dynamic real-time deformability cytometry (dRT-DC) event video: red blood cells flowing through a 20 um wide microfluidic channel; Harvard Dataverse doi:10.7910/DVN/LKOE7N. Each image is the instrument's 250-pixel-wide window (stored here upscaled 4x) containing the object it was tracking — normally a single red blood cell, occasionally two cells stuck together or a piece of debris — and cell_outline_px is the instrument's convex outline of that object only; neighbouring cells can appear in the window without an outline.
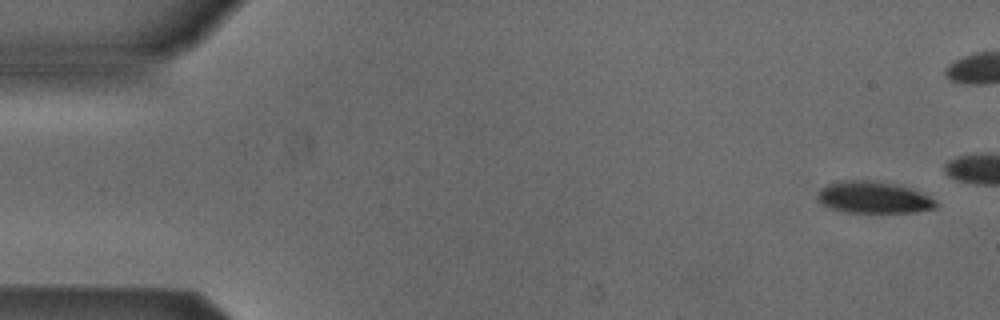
{"species": "Egyptian fruit bat (a non-hibernating species)", "species_latin": "Rousettus aegyptiacus", "temperature_condition": "cold", "stored_images_in_passage": 5, "segment_of_instrument_passage": [2, 2], "camera_frame_rate_fps": 3000, "um_per_image_px": 0.085, "animal": {"sex": "male"}, "frame": {"image": 1, "passage_image": 5, "time_ms": 1.333, "image_size_px": [1000, 320], "cell_outline_px": [[936, 204], [932, 208], [916, 212], [848, 212], [828, 208], [816, 200], [816, 196], [820, 188], [828, 184], [840, 180], [868, 180], [896, 184], [908, 188], [928, 196], [936, 200]], "centroid_in_image_um": [74.16, 16.77], "position_along_channel_um": 10.8, "area_um2": 21.79}}